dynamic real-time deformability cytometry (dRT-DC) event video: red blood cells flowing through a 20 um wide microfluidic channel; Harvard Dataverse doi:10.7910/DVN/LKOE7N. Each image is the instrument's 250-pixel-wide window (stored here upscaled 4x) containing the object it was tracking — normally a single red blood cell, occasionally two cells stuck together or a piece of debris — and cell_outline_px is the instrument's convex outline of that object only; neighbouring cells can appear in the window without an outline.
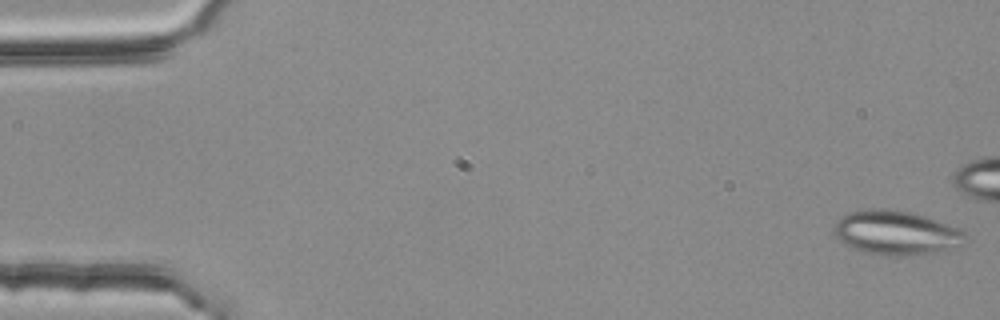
{"species": "common noctule bat (a hibernating species)", "species_latin": "Nyctalus noctula", "temperature_condition": "room temperature", "stored_images_in_passage": 44, "segment_of_instrument_passage": [1, 2], "camera_frame_rate_fps": 3000, "um_per_image_px": 0.085, "animal": {"sex": "female", "body_mass_g": 25.1}, "frame": {"image": 1, "passage_image": 1, "time_ms": 0.0, "image_size_px": [1000, 320], "cell_outline_px": [[968, 240], [960, 248], [924, 256], [880, 256], [864, 252], [852, 248], [844, 244], [836, 236], [832, 228], [836, 220], [852, 212], [872, 208], [884, 208], [908, 212], [924, 216], [956, 228], [964, 232]], "centroid_in_image_um": [76.21, 19.84], "position_along_channel_um": 8.8, "area_um2": 34.45}}